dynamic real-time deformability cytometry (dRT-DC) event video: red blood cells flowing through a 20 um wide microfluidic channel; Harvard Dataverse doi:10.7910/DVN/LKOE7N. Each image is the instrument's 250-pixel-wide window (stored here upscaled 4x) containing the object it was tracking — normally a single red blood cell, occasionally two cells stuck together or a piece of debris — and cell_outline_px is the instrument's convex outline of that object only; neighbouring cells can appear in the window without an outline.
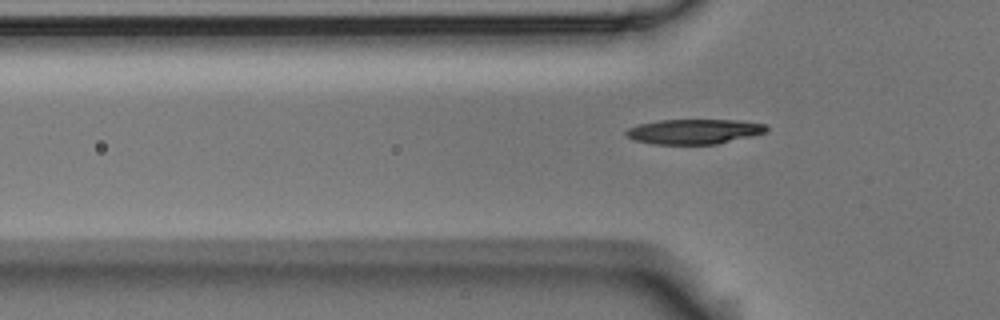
{"species": "Egyptian fruit bat (a non-hibernating species)", "species_latin": "Rousettus aegyptiacus", "temperature_condition": "room temperature", "stored_images_in_passage": 7, "segment_of_instrument_passage": [2, 2], "camera_frame_rate_fps": 3000, "um_per_image_px": 0.085, "animal": {"sex": "male"}, "frame": {"image": 1, "passage_image": 7, "time_ms": 2.0, "image_size_px": [1000, 320], "cell_outline_px": [[768, 128], [764, 132], [752, 136], [716, 144], [652, 144], [632, 140], [624, 132], [628, 128], [640, 124], [660, 120], [740, 120], [764, 124]], "centroid_in_image_um": [58.97, 11.18], "position_along_channel_um": 66.8, "area_um2": 20.29}}